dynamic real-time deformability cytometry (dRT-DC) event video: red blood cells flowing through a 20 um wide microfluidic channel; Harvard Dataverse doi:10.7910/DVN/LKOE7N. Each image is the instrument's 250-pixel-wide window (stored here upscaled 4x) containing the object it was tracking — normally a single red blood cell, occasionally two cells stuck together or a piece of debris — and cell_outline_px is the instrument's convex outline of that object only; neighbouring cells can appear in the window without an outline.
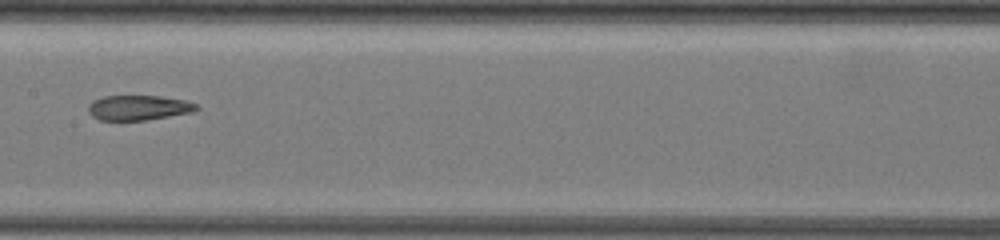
{"species": "common noctule bat (a hibernating species)", "species_latin": "Nyctalus noctula", "temperature_condition": "warm", "stored_images_in_passage": 19, "camera_frame_rate_fps": 3000, "um_per_image_px": 0.085, "animal": {"sex": "female", "body_mass_g": 19.5, "forearm_length_mm": 54.1}, "frame": {"image": 1, "passage_image": 6, "time_ms": 3.333, "image_size_px": [1000, 240], "cell_outline_px": [[200, 108], [192, 112], [144, 120], [100, 120], [92, 116], [88, 112], [88, 104], [92, 100], [104, 96], [160, 96], [184, 100], [196, 104]], "centroid_in_image_um": [11.74, 9.15], "position_along_channel_um": 195.7, "area_um2": 15.66}}
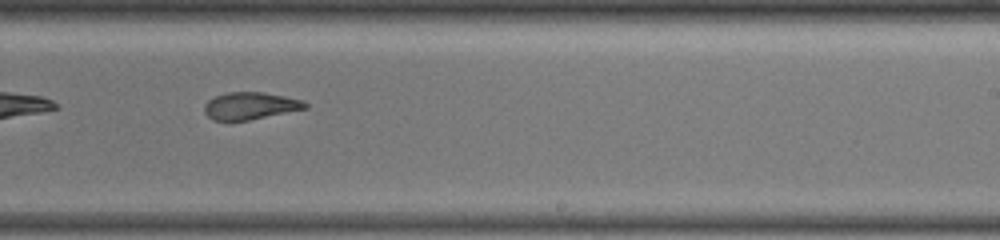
{"frame": {"image": 2, "passage_image": 9, "time_ms": 5.333, "image_size_px": [1000, 240], "cell_outline_px": [[308, 108], [248, 120], [212, 120], [204, 112], [204, 104], [208, 100], [216, 96], [228, 92], [264, 92], [304, 100], [308, 104]], "centroid_in_image_um": [21.28, 8.99], "position_along_channel_um": 267.7, "area_um2": 15.95}}
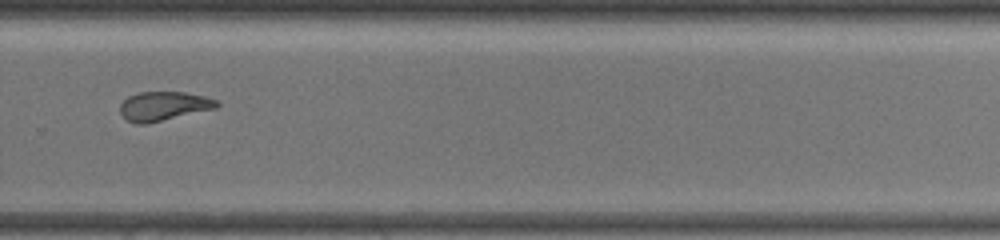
{"frame": {"image": 3, "passage_image": 11, "time_ms": 6.667, "image_size_px": [1000, 240], "cell_outline_px": [[220, 104], [216, 108], [148, 124], [136, 124], [128, 120], [120, 112], [120, 104], [128, 96], [140, 92], [184, 92], [204, 96], [216, 100]], "centroid_in_image_um": [13.9, 9.02], "position_along_channel_um": 315.9, "area_um2": 16.36}, "authors_computed_cell_mechanics": {"area_um2": 16.5308, "velocity_mm_per_s": 3.6153, "shape_relaxation_time_tau1_ms": null, "shape_relaxation_time_tau2_ms": 3.1464, "deformation_change_tau1": null, "deformation_change_tau2": 0.1136}}